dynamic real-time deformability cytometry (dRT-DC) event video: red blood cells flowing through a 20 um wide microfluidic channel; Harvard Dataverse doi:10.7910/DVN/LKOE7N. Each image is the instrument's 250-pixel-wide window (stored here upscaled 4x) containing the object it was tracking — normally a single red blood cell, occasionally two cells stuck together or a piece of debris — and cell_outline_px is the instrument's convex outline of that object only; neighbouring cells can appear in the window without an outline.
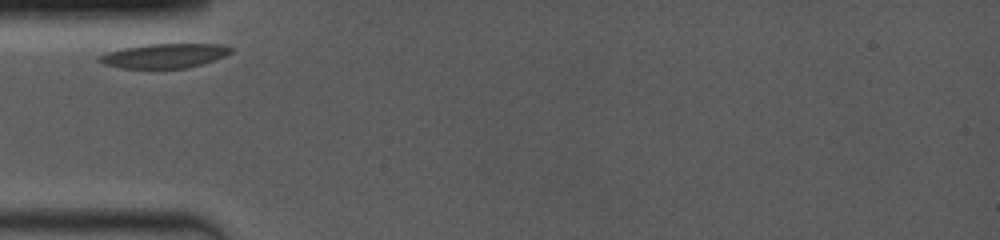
{"species": "common noctule bat (a hibernating species)", "species_latin": "Nyctalus noctula", "temperature_condition": "room temperature", "stored_images_in_passage": 10, "camera_frame_rate_fps": 4000, "um_per_image_px": 0.085, "animal": {"sex": "female", "body_mass_g": 19.0, "forearm_length_mm": 53.3}, "frame": {"image": 1, "passage_image": 1, "time_ms": 0.0, "image_size_px": [1000, 240], "cell_outline_px": [[232, 52], [224, 56], [200, 64], [184, 68], [120, 68], [104, 64], [96, 60], [96, 56], [108, 52], [124, 48], [148, 44], [220, 44], [232, 48]], "centroid_in_image_um": [13.92, 4.74], "position_along_channel_um": 71.1, "area_um2": 18.5}}
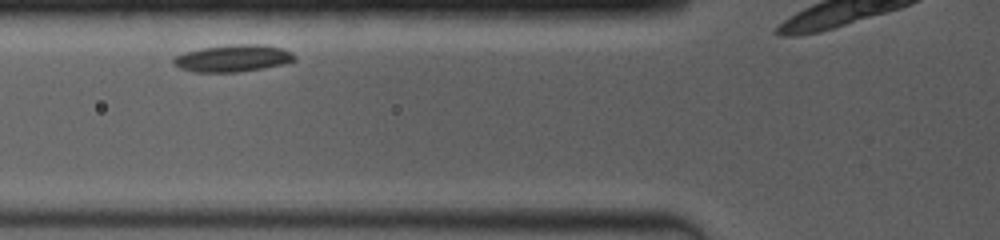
{"frame": {"image": 2, "passage_image": 5, "time_ms": 1.0, "image_size_px": [1000, 240], "cell_outline_px": [[296, 60], [284, 64], [264, 68], [236, 72], [192, 72], [180, 68], [172, 64], [172, 56], [184, 52], [204, 48], [228, 44], [264, 44], [280, 48], [292, 52], [296, 56]], "centroid_in_image_um": [19.78, 4.95], "position_along_channel_um": 106.0, "area_um2": 19.31}}
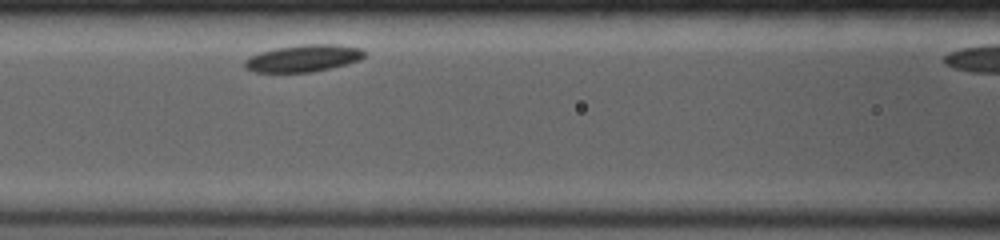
{"frame": {"image": 3, "passage_image": 9, "time_ms": 2.0, "image_size_px": [1000, 240], "cell_outline_px": [[364, 56], [360, 60], [312, 72], [256, 72], [244, 68], [244, 60], [248, 56], [260, 52], [276, 48], [300, 44], [336, 44], [360, 48], [364, 52]], "centroid_in_image_um": [25.73, 4.94], "position_along_channel_um": 140.9, "area_um2": 18.79}}